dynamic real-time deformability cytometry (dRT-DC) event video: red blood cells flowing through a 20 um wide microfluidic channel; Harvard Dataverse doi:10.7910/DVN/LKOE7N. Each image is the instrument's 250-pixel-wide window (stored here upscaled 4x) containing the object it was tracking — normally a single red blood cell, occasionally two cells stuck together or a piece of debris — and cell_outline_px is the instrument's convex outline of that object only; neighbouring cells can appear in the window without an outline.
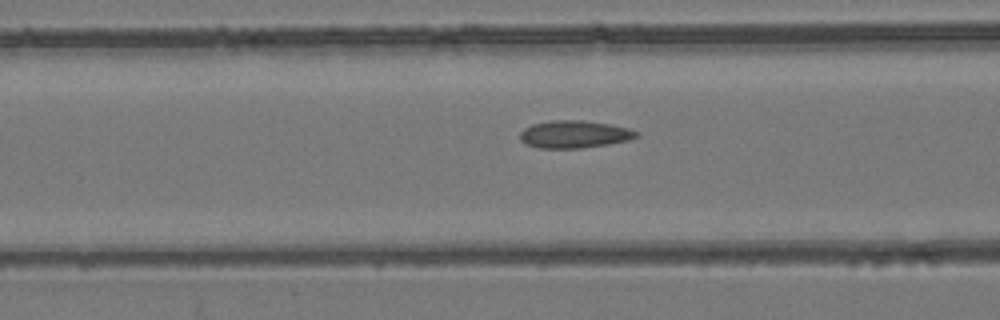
{"species": "common noctule bat (a hibernating species)", "species_latin": "Nyctalus noctula", "temperature_condition": "room temperature", "stored_images_in_passage": 31, "camera_frame_rate_fps": 3000, "um_per_image_px": 0.085, "animal": {"sex": "female", "body_mass_g": 24.6, "forearm_length_mm": 56.2}, "frame": {"image": 1, "passage_image": 10, "time_ms": 3.0, "image_size_px": [1000, 320], "cell_outline_px": [[640, 136], [628, 140], [608, 144], [580, 148], [536, 148], [524, 144], [520, 140], [520, 132], [524, 128], [532, 124], [552, 120], [584, 120], [608, 124], [628, 128], [640, 132]], "centroid_in_image_um": [48.8, 11.41], "position_along_channel_um": 117.8, "area_um2": 18.79}}
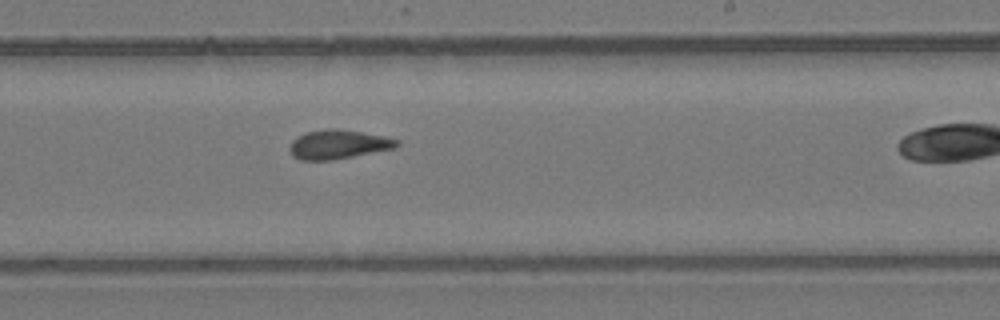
{"frame": {"image": 2, "passage_image": 21, "time_ms": 6.667, "image_size_px": [1000, 320], "cell_outline_px": [[400, 144], [396, 148], [332, 160], [300, 160], [292, 156], [288, 148], [292, 140], [296, 136], [304, 132], [328, 128], [336, 128], [384, 136], [400, 140]], "centroid_in_image_um": [28.72, 12.27], "position_along_channel_um": 260.3, "area_um2": 18.38}}
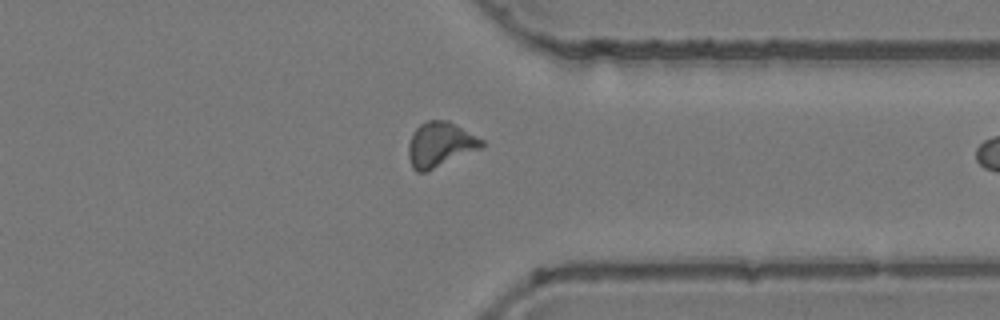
{"frame": {"image": 3, "passage_image": 30, "time_ms": 9.667, "image_size_px": [1000, 320], "cell_outline_px": [[484, 148], [424, 172], [416, 172], [412, 168], [408, 156], [408, 144], [412, 132], [420, 124], [428, 120], [448, 120], [484, 140]], "centroid_in_image_um": [37.41, 12.28], "position_along_channel_um": 374.0, "area_um2": 19.31}}